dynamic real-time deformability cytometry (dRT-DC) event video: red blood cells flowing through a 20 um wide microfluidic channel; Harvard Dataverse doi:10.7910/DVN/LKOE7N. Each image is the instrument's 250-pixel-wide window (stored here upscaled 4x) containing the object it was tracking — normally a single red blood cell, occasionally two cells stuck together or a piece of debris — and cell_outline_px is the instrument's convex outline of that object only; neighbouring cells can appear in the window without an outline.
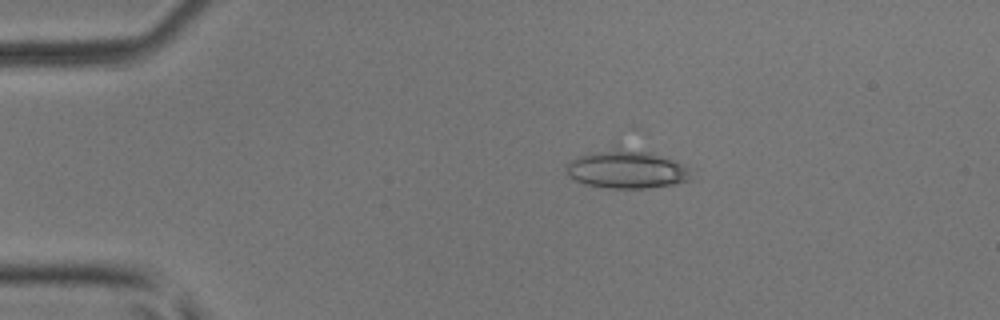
{"species": "common noctule bat (a hibernating species)", "species_latin": "Nyctalus noctula", "temperature_condition": "room temperature", "stored_images_in_passage": 5, "camera_frame_rate_fps": 3000, "um_per_image_px": 0.085, "animal": {"sex": "male", "body_mass_g": 17.9, "forearm_length_mm": 54.2}, "frame": {"image": 1, "passage_image": 3, "time_ms": 0.667, "image_size_px": [1000, 320], "cell_outline_px": [[700, 176], [692, 180], [672, 184], [648, 188], [608, 188], [584, 184], [568, 176], [564, 168], [564, 164], [580, 156], [616, 140], [676, 160], [696, 168]], "centroid_in_image_um": [53.37, 14.29], "position_along_channel_um": 31.6, "area_um2": 30.52}}